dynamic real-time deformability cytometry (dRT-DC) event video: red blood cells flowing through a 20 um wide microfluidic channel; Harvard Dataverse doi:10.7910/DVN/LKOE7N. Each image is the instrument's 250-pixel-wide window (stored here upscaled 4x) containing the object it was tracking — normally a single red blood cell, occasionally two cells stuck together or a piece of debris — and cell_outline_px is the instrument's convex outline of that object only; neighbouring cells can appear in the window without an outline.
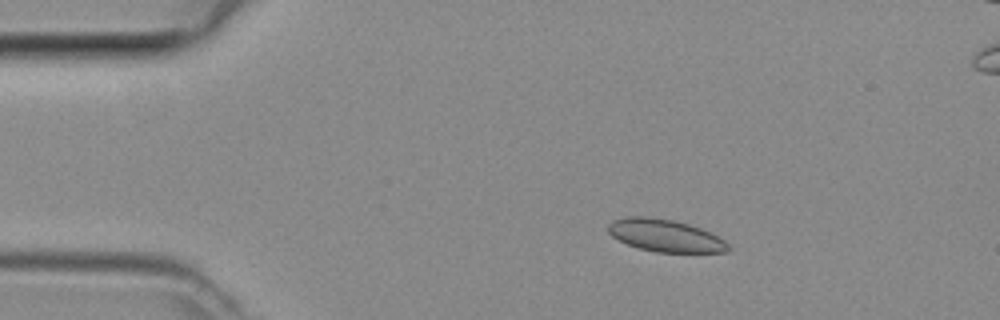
{"species": "common noctule bat (a hibernating species)", "species_latin": "Nyctalus noctula", "temperature_condition": "room temperature", "stored_images_in_passage": 48, "camera_frame_rate_fps": 3000, "um_per_image_px": 0.085, "animal": {"sex": "female", "body_mass_g": 29.2, "forearm_length_mm": 56.3}, "frame": {"image": 1, "passage_image": 8, "time_ms": 2.333, "image_size_px": [1000, 320], "cell_outline_px": [[732, 252], [656, 252], [640, 248], [628, 244], [612, 236], [608, 232], [608, 224], [612, 220], [624, 216], [648, 216], [672, 220], [688, 224], [700, 228], [724, 240], [732, 248]], "centroid_in_image_um": [56.54, 20.02], "position_along_channel_um": 28.5, "area_um2": 22.6}}
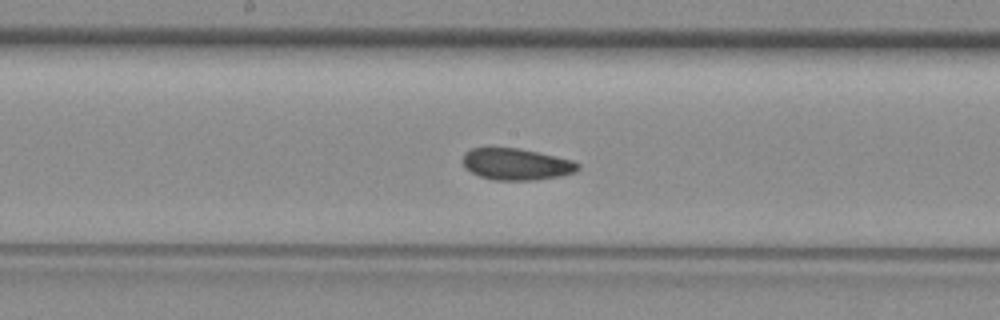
{"frame": {"image": 2, "passage_image": 24, "time_ms": 7.667, "image_size_px": [1000, 320], "cell_outline_px": [[580, 168], [576, 172], [560, 176], [536, 180], [492, 180], [480, 176], [464, 168], [464, 152], [472, 148], [516, 148], [556, 156], [572, 160], [580, 164]], "centroid_in_image_um": [43.91, 13.97], "position_along_channel_um": 204.3, "area_um2": 21.15}}
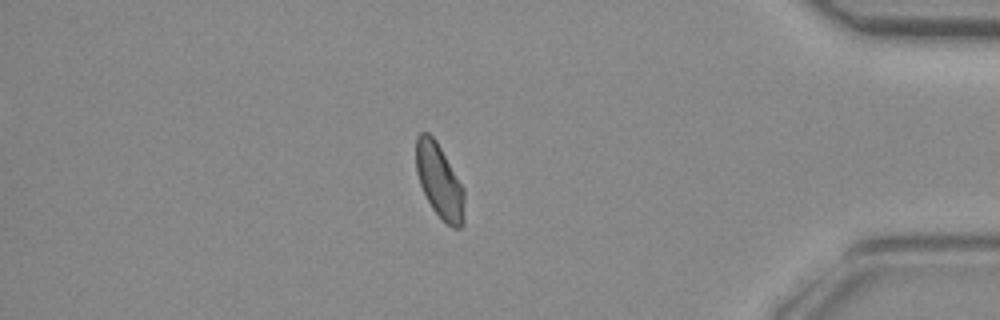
{"frame": {"image": 3, "passage_image": 40, "time_ms": 13.0, "image_size_px": [1000, 320], "cell_outline_px": [[464, 224], [460, 228], [452, 228], [432, 208], [420, 184], [416, 172], [416, 136], [420, 132], [428, 132], [436, 140], [464, 188]], "centroid_in_image_um": [37.35, 15.38], "position_along_channel_um": 397.8, "area_um2": 20.81}}